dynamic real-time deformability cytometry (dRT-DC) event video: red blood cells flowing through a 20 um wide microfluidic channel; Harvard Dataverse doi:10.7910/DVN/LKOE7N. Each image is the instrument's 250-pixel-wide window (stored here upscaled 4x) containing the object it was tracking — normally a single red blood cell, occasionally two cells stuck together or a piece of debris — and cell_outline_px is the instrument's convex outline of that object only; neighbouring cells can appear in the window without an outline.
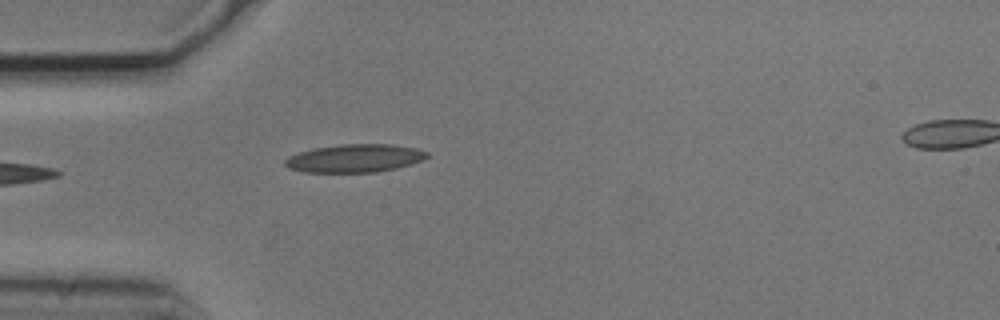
{"species": "common noctule bat (a hibernating species)", "species_latin": "Nyctalus noctula", "temperature_condition": "cold", "stored_images_in_passage": 5, "camera_frame_rate_fps": 3000, "um_per_image_px": 0.085, "animal": {"sex": "male", "body_mass_g": 20.5, "forearm_length_mm": 52.5}, "frame": {"image": 1, "passage_image": 5, "time_ms": 1.333, "image_size_px": [1000, 320], "cell_outline_px": [[428, 156], [424, 160], [412, 164], [396, 168], [376, 172], [304, 172], [288, 168], [284, 164], [284, 160], [288, 156], [312, 148], [340, 144], [392, 144], [416, 148], [428, 152]], "centroid_in_image_um": [30.15, 13.45], "position_along_channel_um": 54.8, "area_um2": 23.41}}